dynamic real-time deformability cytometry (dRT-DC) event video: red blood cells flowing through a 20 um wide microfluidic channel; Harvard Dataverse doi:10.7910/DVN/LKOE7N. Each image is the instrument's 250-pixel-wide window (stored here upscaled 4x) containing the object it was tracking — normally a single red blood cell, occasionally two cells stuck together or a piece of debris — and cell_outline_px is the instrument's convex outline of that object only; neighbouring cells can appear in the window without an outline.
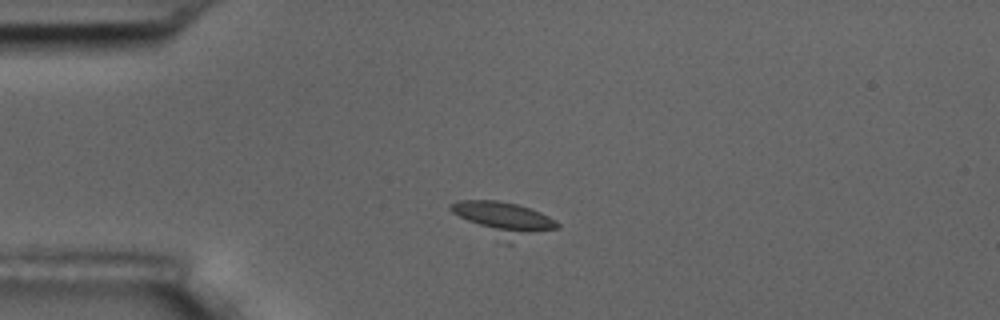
{"species": "common noctule bat (a hibernating species)", "species_latin": "Nyctalus noctula", "temperature_condition": "room temperature", "stored_images_in_passage": 3, "camera_frame_rate_fps": 3000, "um_per_image_px": 0.085, "animal": {"sex": "male", "body_mass_g": 17.5, "forearm_length_mm": 52.3}, "frame": {"image": 1, "passage_image": 3, "time_ms": 2.333, "image_size_px": [1000, 320], "cell_outline_px": [[560, 228], [512, 244], [504, 244], [496, 240], [452, 212], [448, 208], [448, 204], [456, 200], [496, 200], [516, 204], [540, 212], [556, 220], [560, 224]], "centroid_in_image_um": [42.83, 18.67], "position_along_channel_um": 42.2, "area_um2": 21.73}}